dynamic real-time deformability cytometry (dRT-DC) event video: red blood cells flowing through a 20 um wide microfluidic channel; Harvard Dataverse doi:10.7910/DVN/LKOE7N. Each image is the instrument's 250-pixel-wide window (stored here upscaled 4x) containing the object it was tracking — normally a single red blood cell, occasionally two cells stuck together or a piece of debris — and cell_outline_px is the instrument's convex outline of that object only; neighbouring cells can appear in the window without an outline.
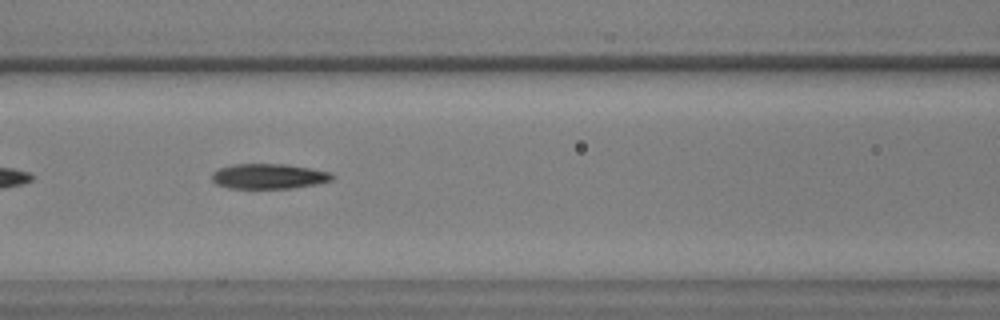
{"species": "common noctule bat (a hibernating species)", "species_latin": "Nyctalus noctula", "temperature_condition": "warm", "stored_images_in_passage": 15, "camera_frame_rate_fps": 3000, "um_per_image_px": 0.085, "animal": {"sex": "male", "body_mass_g": 17.9, "forearm_length_mm": 54.2}, "frame": {"image": 1, "passage_image": 9, "time_ms": 2.667, "image_size_px": [1000, 320], "cell_outline_px": [[336, 176], [332, 180], [316, 184], [292, 188], [228, 188], [216, 184], [212, 180], [212, 172], [220, 168], [232, 164], [284, 164], [312, 168], [332, 172]], "centroid_in_image_um": [22.87, 14.98], "position_along_channel_um": 143.7, "area_um2": 17.74}}
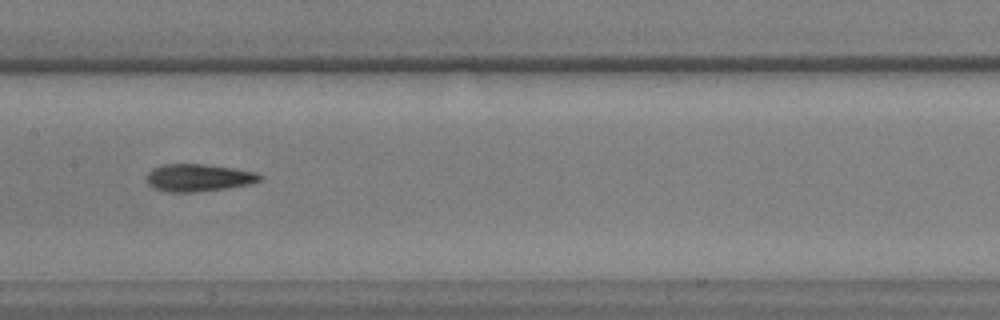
{"frame": {"image": 2, "passage_image": 13, "time_ms": 4.0, "image_size_px": [1000, 320], "cell_outline_px": [[264, 176], [260, 180], [252, 184], [228, 188], [192, 192], [168, 192], [156, 188], [148, 184], [148, 172], [152, 168], [164, 164], [204, 164], [232, 168], [256, 172]], "centroid_in_image_um": [16.91, 15.1], "position_along_channel_um": 190.5, "area_um2": 18.03}}